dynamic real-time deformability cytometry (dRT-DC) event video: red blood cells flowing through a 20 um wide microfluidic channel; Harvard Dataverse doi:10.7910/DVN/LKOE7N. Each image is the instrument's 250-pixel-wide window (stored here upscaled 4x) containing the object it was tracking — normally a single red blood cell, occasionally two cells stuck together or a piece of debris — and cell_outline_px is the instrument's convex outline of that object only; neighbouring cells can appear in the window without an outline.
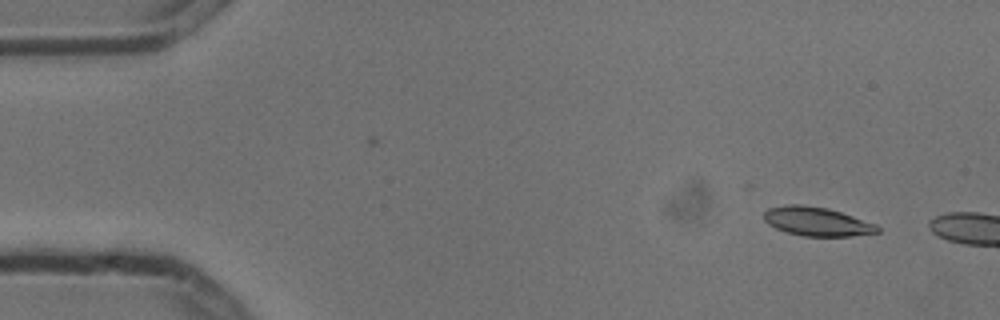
{"species": "common noctule bat (a hibernating species)", "species_latin": "Nyctalus noctula", "temperature_condition": "cold", "stored_images_in_passage": 2, "camera_frame_rate_fps": 3000, "um_per_image_px": 0.085, "animal": {"sex": "male", "body_mass_g": 13.3}, "frame": {"image": 1, "passage_image": 1, "time_ms": 0.0, "image_size_px": [1000, 320], "cell_outline_px": [[880, 232], [852, 236], [804, 236], [784, 232], [768, 224], [764, 220], [764, 212], [768, 208], [788, 204], [800, 204], [828, 208], [876, 224], [880, 228]], "centroid_in_image_um": [69.42, 18.83], "position_along_channel_um": 15.6, "area_um2": 19.13}}